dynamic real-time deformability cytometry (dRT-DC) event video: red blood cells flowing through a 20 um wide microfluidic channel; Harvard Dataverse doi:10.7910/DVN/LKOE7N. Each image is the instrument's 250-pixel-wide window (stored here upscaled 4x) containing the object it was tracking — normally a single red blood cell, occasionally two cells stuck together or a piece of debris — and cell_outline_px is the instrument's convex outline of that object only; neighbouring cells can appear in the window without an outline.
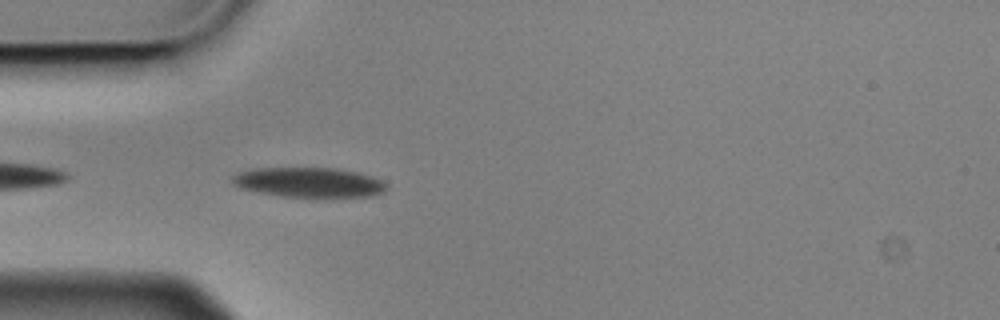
{"species": "Egyptian fruit bat (a non-hibernating species)", "species_latin": "Rousettus aegyptiacus", "temperature_condition": "cold", "stored_images_in_passage": 4, "camera_frame_rate_fps": 3000, "um_per_image_px": 0.085, "animal": {"sex": "male"}, "frame": {"image": 1, "passage_image": 4, "time_ms": 1.0, "image_size_px": [1000, 320], "cell_outline_px": [[388, 188], [384, 192], [372, 196], [332, 200], [316, 200], [280, 196], [240, 188], [232, 184], [232, 176], [240, 172], [252, 168], [336, 168], [356, 172], [372, 176], [388, 184]], "centroid_in_image_um": [26.34, 15.56], "position_along_channel_um": 58.7, "area_um2": 28.15}}